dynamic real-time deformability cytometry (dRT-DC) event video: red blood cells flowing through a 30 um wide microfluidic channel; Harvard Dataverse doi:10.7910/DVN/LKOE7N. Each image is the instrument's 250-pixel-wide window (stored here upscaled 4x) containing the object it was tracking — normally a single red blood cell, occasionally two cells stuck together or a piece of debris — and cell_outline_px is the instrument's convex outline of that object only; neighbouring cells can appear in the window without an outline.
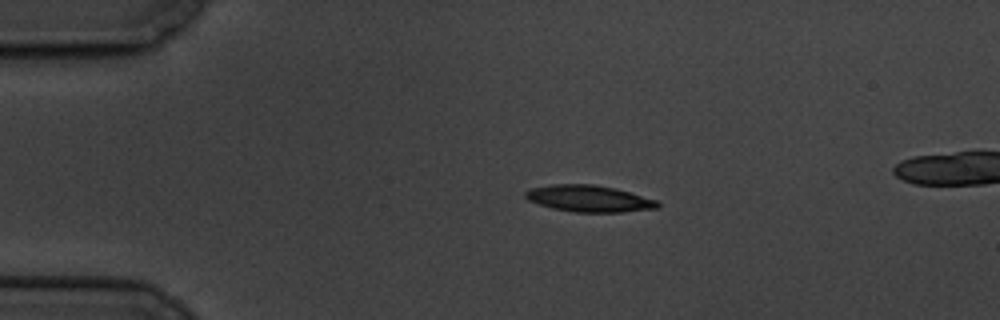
{"species": "common noctule bat (a hibernating species)", "species_latin": "Nyctalus noctula", "temperature_condition": "cold", "stored_images_in_passage": 7, "camera_frame_rate_fps": 3000, "um_per_image_px": 0.085, "animal": {"sex": "male", "body_mass_g": 19.5, "forearm_length_mm": 54.6}, "frame": {"image": 1, "passage_image": 3, "time_ms": 2.333, "image_size_px": [1000, 320], "cell_outline_px": [[660, 208], [624, 212], [576, 212], [552, 208], [528, 200], [524, 196], [524, 192], [532, 188], [552, 184], [592, 184], [616, 188], [656, 200], [660, 204]], "centroid_in_image_um": [50.08, 16.88], "position_along_channel_um": 34.9, "area_um2": 20.46}}
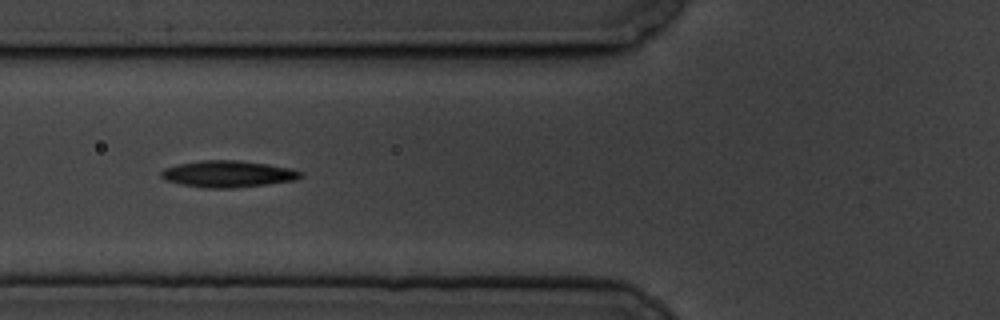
{"frame": {"image": 2, "passage_image": 6, "time_ms": 5.667, "image_size_px": [1000, 320], "cell_outline_px": [[304, 176], [296, 180], [268, 184], [232, 188], [204, 188], [184, 184], [168, 180], [160, 176], [160, 172], [164, 168], [180, 164], [204, 160], [236, 160], [268, 164], [288, 168], [304, 172]], "centroid_in_image_um": [19.43, 14.79], "position_along_channel_um": 106.4, "area_um2": 21.44}}
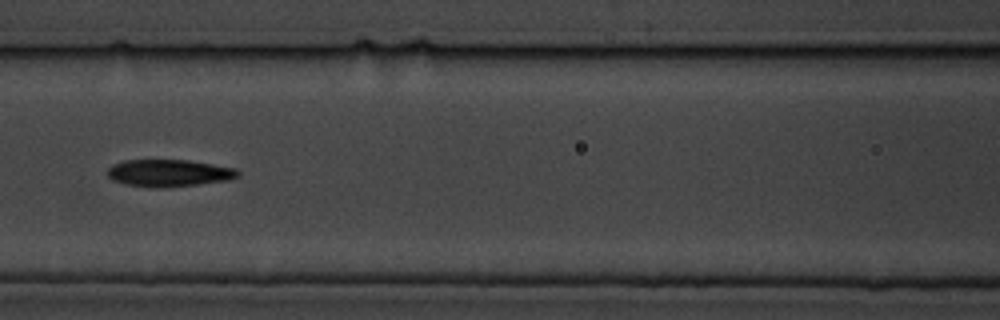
{"frame": {"image": 3, "passage_image": 7, "time_ms": 7.0, "image_size_px": [1000, 320], "cell_outline_px": [[240, 176], [228, 180], [196, 184], [124, 184], [112, 180], [108, 176], [108, 168], [112, 164], [124, 160], [188, 160], [236, 168], [240, 172]], "centroid_in_image_um": [14.39, 14.64], "position_along_channel_um": 152.2, "area_um2": 19.54}}